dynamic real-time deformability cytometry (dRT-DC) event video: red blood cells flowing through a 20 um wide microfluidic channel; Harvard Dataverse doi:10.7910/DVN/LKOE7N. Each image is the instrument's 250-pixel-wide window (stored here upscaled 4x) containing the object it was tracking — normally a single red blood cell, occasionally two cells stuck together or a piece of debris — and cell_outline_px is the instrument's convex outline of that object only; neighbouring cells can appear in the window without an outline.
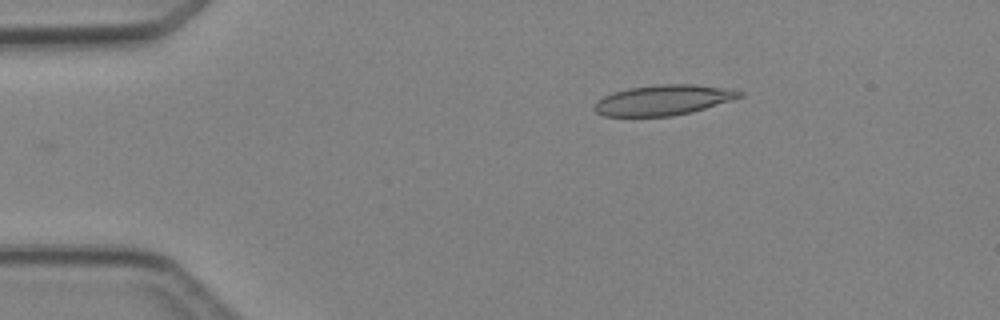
{"species": "Egyptian fruit bat (a non-hibernating species)", "species_latin": "Rousettus aegyptiacus", "temperature_condition": "cold", "stored_images_in_passage": 4, "camera_frame_rate_fps": 3000, "um_per_image_px": 0.085, "animal": {"sex": "female"}, "frame": {"image": 1, "passage_image": 2, "time_ms": 1.0, "image_size_px": [1000, 320], "cell_outline_px": [[744, 96], [732, 100], [692, 112], [672, 116], [604, 116], [596, 112], [592, 108], [596, 100], [612, 92], [628, 88], [656, 84], [692, 84], [732, 88], [744, 92]], "centroid_in_image_um": [56.39, 8.49], "position_along_channel_um": 28.6, "area_um2": 25.95}}
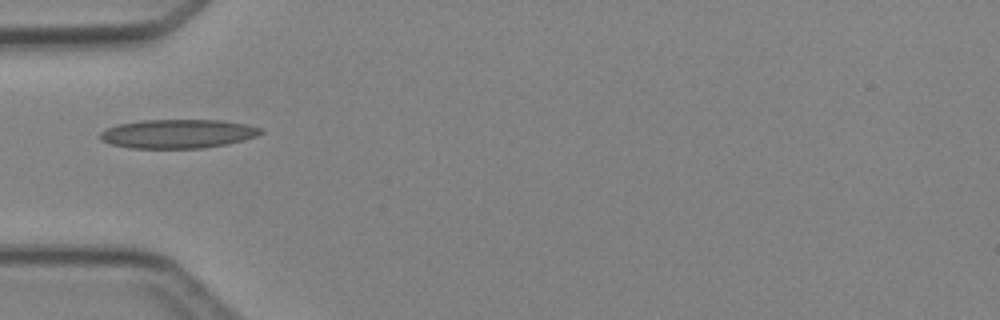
{"frame": {"image": 2, "passage_image": 4, "time_ms": 3.333, "image_size_px": [1000, 320], "cell_outline_px": [[264, 132], [256, 136], [244, 140], [224, 144], [200, 148], [132, 148], [112, 144], [100, 140], [100, 132], [108, 128], [120, 124], [140, 120], [224, 120], [264, 128]], "centroid_in_image_um": [15.14, 11.36], "position_along_channel_um": 69.9, "area_um2": 26.93}}